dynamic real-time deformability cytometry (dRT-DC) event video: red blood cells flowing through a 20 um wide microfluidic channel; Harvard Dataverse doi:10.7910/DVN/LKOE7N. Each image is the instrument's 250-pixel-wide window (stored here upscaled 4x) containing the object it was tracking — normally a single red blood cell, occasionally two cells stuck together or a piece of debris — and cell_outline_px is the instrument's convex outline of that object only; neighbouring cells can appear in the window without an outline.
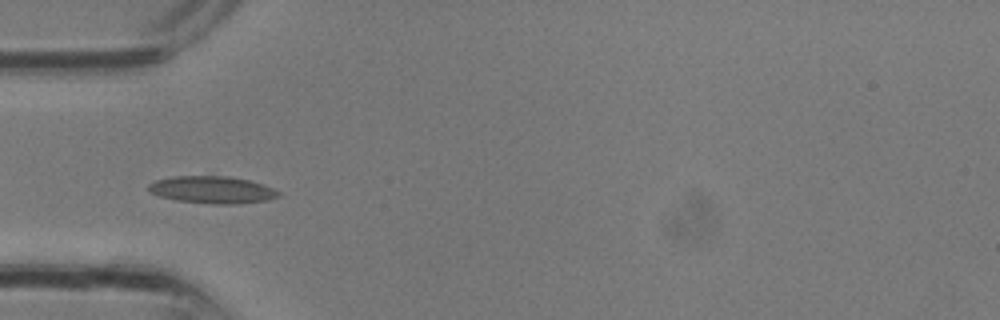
{"species": "common noctule bat (a hibernating species)", "species_latin": "Nyctalus noctula", "temperature_condition": "room temperature", "stored_images_in_passage": 23, "camera_frame_rate_fps": 3000, "um_per_image_px": 0.085, "animal": {"sex": "male", "body_mass_g": 13.3}, "frame": {"image": 1, "passage_image": 2, "time_ms": 0.333, "image_size_px": [1000, 320], "cell_outline_px": [[280, 196], [268, 200], [236, 204], [212, 204], [176, 200], [160, 196], [148, 192], [148, 184], [156, 180], [172, 176], [228, 176], [248, 180], [264, 184], [280, 192]], "centroid_in_image_um": [18.03, 16.13], "position_along_channel_um": 67.0, "area_um2": 20.69}}
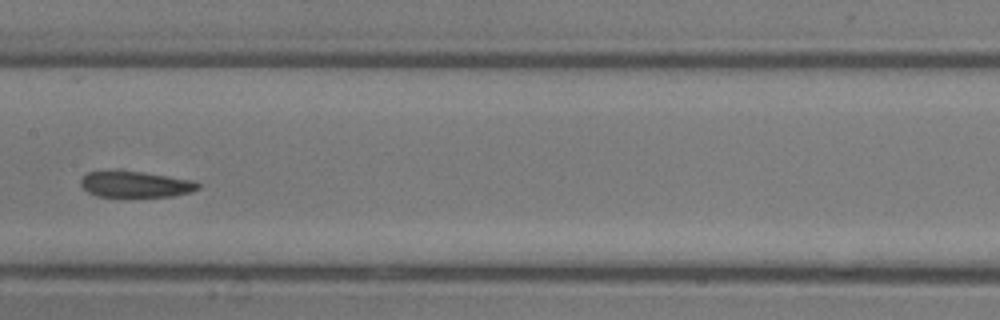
{"frame": {"image": 2, "passage_image": 8, "time_ms": 2.333, "image_size_px": [1000, 320], "cell_outline_px": [[200, 188], [192, 192], [172, 196], [124, 200], [120, 200], [96, 196], [88, 192], [80, 184], [80, 180], [88, 172], [120, 168], [196, 180], [200, 184]], "centroid_in_image_um": [11.5, 15.69], "position_along_channel_um": 195.9, "area_um2": 19.59}}
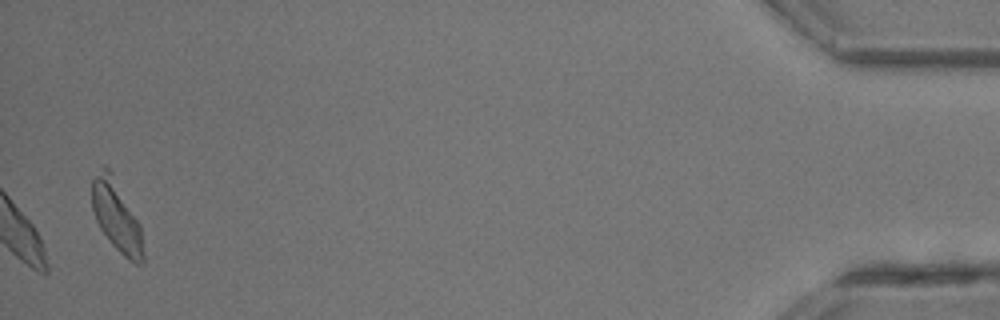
{"frame": {"image": 3, "passage_image": 23, "time_ms": 7.333, "image_size_px": [1000, 320], "cell_outline_px": [[144, 264], [136, 264], [128, 260], [112, 244], [100, 228], [96, 220], [92, 208], [92, 180], [104, 164], [112, 172], [140, 224], [144, 256]], "centroid_in_image_um": [9.91, 18.39], "position_along_channel_um": 425.3, "area_um2": 21.04}}